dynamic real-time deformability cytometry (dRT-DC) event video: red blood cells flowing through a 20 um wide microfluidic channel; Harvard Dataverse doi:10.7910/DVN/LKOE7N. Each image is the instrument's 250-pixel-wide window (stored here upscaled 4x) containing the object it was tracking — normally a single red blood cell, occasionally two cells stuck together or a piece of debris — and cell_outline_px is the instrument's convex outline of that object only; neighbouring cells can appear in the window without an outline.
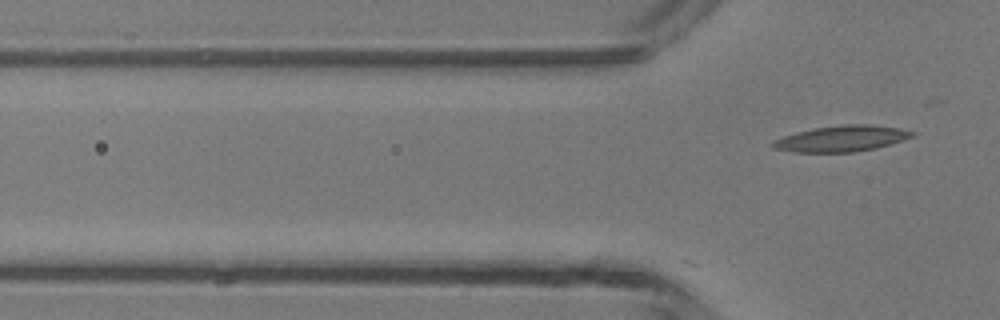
{"species": "common noctule bat (a hibernating species)", "species_latin": "Nyctalus noctula", "temperature_condition": "room temperature", "stored_images_in_passage": 14, "camera_frame_rate_fps": 3000, "um_per_image_px": 0.085, "animal": {"sex": "male", "body_mass_g": 13.3}, "frame": {"image": 1, "passage_image": 14, "time_ms": 4.333, "image_size_px": [1000, 320], "cell_outline_px": [[916, 136], [904, 140], [876, 148], [852, 152], [792, 152], [772, 148], [772, 140], [784, 136], [812, 128], [844, 124], [868, 124], [896, 128], [916, 132]], "centroid_in_image_um": [71.53, 11.78], "position_along_channel_um": 54.3, "area_um2": 21.1}}